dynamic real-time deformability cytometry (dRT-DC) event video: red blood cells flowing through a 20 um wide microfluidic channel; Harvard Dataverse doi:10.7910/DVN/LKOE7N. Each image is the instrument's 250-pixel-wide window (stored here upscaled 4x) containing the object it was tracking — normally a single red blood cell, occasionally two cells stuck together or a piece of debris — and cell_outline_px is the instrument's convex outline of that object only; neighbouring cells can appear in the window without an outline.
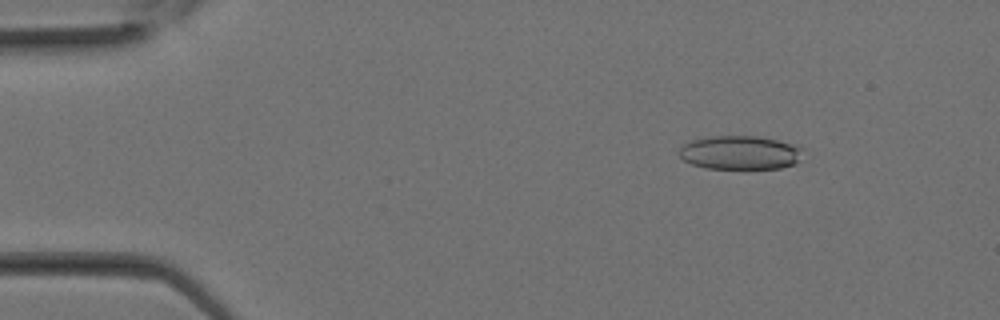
{"species": "Egyptian fruit bat (a non-hibernating species)", "species_latin": "Rousettus aegyptiacus", "temperature_condition": "room temperature", "stored_images_in_passage": 11, "camera_frame_rate_fps": 3000, "um_per_image_px": 0.085, "animal": {"sex": "female"}, "frame": {"image": 1, "passage_image": 4, "time_ms": 1.0, "image_size_px": [1000, 320], "cell_outline_px": [[804, 148], [796, 164], [780, 168], [704, 168], [692, 164], [684, 160], [676, 152], [684, 144], [692, 140], [708, 136], [756, 136], [776, 140], [792, 144]], "centroid_in_image_um": [62.88, 12.97], "position_along_channel_um": 22.1, "area_um2": 24.33}}
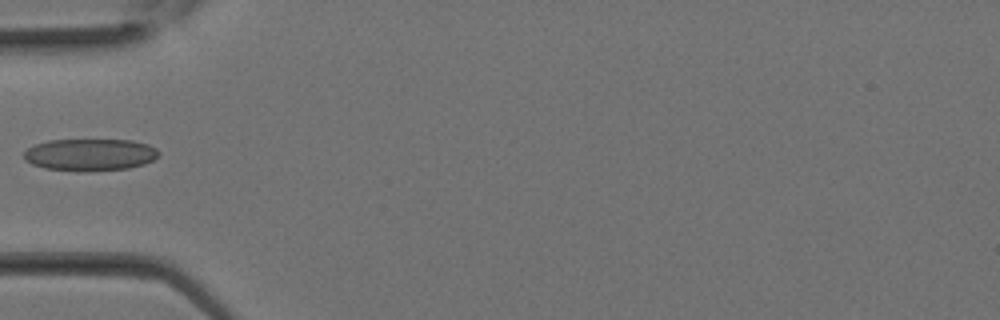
{"frame": {"image": 2, "passage_image": 10, "time_ms": 3.0, "image_size_px": [1000, 320], "cell_outline_px": [[160, 156], [144, 164], [128, 168], [80, 172], [76, 172], [44, 168], [32, 164], [24, 160], [24, 152], [28, 148], [36, 144], [48, 140], [132, 140], [148, 144], [156, 148], [160, 152]], "centroid_in_image_um": [7.66, 13.16], "position_along_channel_um": 77.3, "area_um2": 25.43}}